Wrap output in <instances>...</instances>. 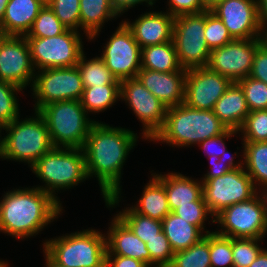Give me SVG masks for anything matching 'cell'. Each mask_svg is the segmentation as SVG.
I'll use <instances>...</instances> for the list:
<instances>
[{
    "mask_svg": "<svg viewBox=\"0 0 267 267\" xmlns=\"http://www.w3.org/2000/svg\"><path fill=\"white\" fill-rule=\"evenodd\" d=\"M233 39L261 37L257 0H219L211 8Z\"/></svg>",
    "mask_w": 267,
    "mask_h": 267,
    "instance_id": "18",
    "label": "cell"
},
{
    "mask_svg": "<svg viewBox=\"0 0 267 267\" xmlns=\"http://www.w3.org/2000/svg\"><path fill=\"white\" fill-rule=\"evenodd\" d=\"M214 114L227 129L238 131L250 110L238 82H232L213 107Z\"/></svg>",
    "mask_w": 267,
    "mask_h": 267,
    "instance_id": "23",
    "label": "cell"
},
{
    "mask_svg": "<svg viewBox=\"0 0 267 267\" xmlns=\"http://www.w3.org/2000/svg\"><path fill=\"white\" fill-rule=\"evenodd\" d=\"M154 175L164 186L171 212L180 205L190 204L202 196V181L191 179L181 173H168Z\"/></svg>",
    "mask_w": 267,
    "mask_h": 267,
    "instance_id": "24",
    "label": "cell"
},
{
    "mask_svg": "<svg viewBox=\"0 0 267 267\" xmlns=\"http://www.w3.org/2000/svg\"><path fill=\"white\" fill-rule=\"evenodd\" d=\"M232 81L206 67L187 70L184 103L195 109L213 110Z\"/></svg>",
    "mask_w": 267,
    "mask_h": 267,
    "instance_id": "17",
    "label": "cell"
},
{
    "mask_svg": "<svg viewBox=\"0 0 267 267\" xmlns=\"http://www.w3.org/2000/svg\"><path fill=\"white\" fill-rule=\"evenodd\" d=\"M33 86L35 111L57 101L81 100L84 85L77 66L66 68H46L36 72Z\"/></svg>",
    "mask_w": 267,
    "mask_h": 267,
    "instance_id": "12",
    "label": "cell"
},
{
    "mask_svg": "<svg viewBox=\"0 0 267 267\" xmlns=\"http://www.w3.org/2000/svg\"><path fill=\"white\" fill-rule=\"evenodd\" d=\"M22 90L12 83L0 80V124L2 126L20 117L16 94Z\"/></svg>",
    "mask_w": 267,
    "mask_h": 267,
    "instance_id": "35",
    "label": "cell"
},
{
    "mask_svg": "<svg viewBox=\"0 0 267 267\" xmlns=\"http://www.w3.org/2000/svg\"><path fill=\"white\" fill-rule=\"evenodd\" d=\"M9 0H0V26L3 22L4 14L6 11V6L8 4Z\"/></svg>",
    "mask_w": 267,
    "mask_h": 267,
    "instance_id": "54",
    "label": "cell"
},
{
    "mask_svg": "<svg viewBox=\"0 0 267 267\" xmlns=\"http://www.w3.org/2000/svg\"><path fill=\"white\" fill-rule=\"evenodd\" d=\"M237 133L239 132L232 130V129H227L224 133L218 136L201 141L198 144V146L200 145L204 149L207 157H210L213 155L219 158L220 157H233L232 154H230V156L228 155L230 152L226 150L224 140L228 139L229 137L231 138V136H234Z\"/></svg>",
    "mask_w": 267,
    "mask_h": 267,
    "instance_id": "44",
    "label": "cell"
},
{
    "mask_svg": "<svg viewBox=\"0 0 267 267\" xmlns=\"http://www.w3.org/2000/svg\"><path fill=\"white\" fill-rule=\"evenodd\" d=\"M202 195L209 211L214 217L225 208L253 198L257 193L253 180L239 163L230 172L202 181Z\"/></svg>",
    "mask_w": 267,
    "mask_h": 267,
    "instance_id": "9",
    "label": "cell"
},
{
    "mask_svg": "<svg viewBox=\"0 0 267 267\" xmlns=\"http://www.w3.org/2000/svg\"><path fill=\"white\" fill-rule=\"evenodd\" d=\"M258 193L261 192V194H259L261 200H262V203H263V206H264V217H265V220H266V223H267V187H264L262 189H258Z\"/></svg>",
    "mask_w": 267,
    "mask_h": 267,
    "instance_id": "52",
    "label": "cell"
},
{
    "mask_svg": "<svg viewBox=\"0 0 267 267\" xmlns=\"http://www.w3.org/2000/svg\"><path fill=\"white\" fill-rule=\"evenodd\" d=\"M239 131L243 142L267 141V109L249 112Z\"/></svg>",
    "mask_w": 267,
    "mask_h": 267,
    "instance_id": "36",
    "label": "cell"
},
{
    "mask_svg": "<svg viewBox=\"0 0 267 267\" xmlns=\"http://www.w3.org/2000/svg\"><path fill=\"white\" fill-rule=\"evenodd\" d=\"M26 39L30 46L32 63L38 71L74 67L83 53L81 35L73 29H67L55 37Z\"/></svg>",
    "mask_w": 267,
    "mask_h": 267,
    "instance_id": "10",
    "label": "cell"
},
{
    "mask_svg": "<svg viewBox=\"0 0 267 267\" xmlns=\"http://www.w3.org/2000/svg\"><path fill=\"white\" fill-rule=\"evenodd\" d=\"M35 73L26 37L2 35L0 37V80L25 89L30 83V87L33 86Z\"/></svg>",
    "mask_w": 267,
    "mask_h": 267,
    "instance_id": "16",
    "label": "cell"
},
{
    "mask_svg": "<svg viewBox=\"0 0 267 267\" xmlns=\"http://www.w3.org/2000/svg\"><path fill=\"white\" fill-rule=\"evenodd\" d=\"M80 0H51L48 6L68 29L79 30Z\"/></svg>",
    "mask_w": 267,
    "mask_h": 267,
    "instance_id": "41",
    "label": "cell"
},
{
    "mask_svg": "<svg viewBox=\"0 0 267 267\" xmlns=\"http://www.w3.org/2000/svg\"><path fill=\"white\" fill-rule=\"evenodd\" d=\"M260 38H261L262 44L267 47V26L262 27Z\"/></svg>",
    "mask_w": 267,
    "mask_h": 267,
    "instance_id": "55",
    "label": "cell"
},
{
    "mask_svg": "<svg viewBox=\"0 0 267 267\" xmlns=\"http://www.w3.org/2000/svg\"><path fill=\"white\" fill-rule=\"evenodd\" d=\"M113 9L120 16V14L125 13L128 9L146 2L149 6H153L156 0H110ZM126 10V11H125Z\"/></svg>",
    "mask_w": 267,
    "mask_h": 267,
    "instance_id": "49",
    "label": "cell"
},
{
    "mask_svg": "<svg viewBox=\"0 0 267 267\" xmlns=\"http://www.w3.org/2000/svg\"><path fill=\"white\" fill-rule=\"evenodd\" d=\"M187 71L157 72L140 69L136 78L167 108L184 103L185 77Z\"/></svg>",
    "mask_w": 267,
    "mask_h": 267,
    "instance_id": "19",
    "label": "cell"
},
{
    "mask_svg": "<svg viewBox=\"0 0 267 267\" xmlns=\"http://www.w3.org/2000/svg\"><path fill=\"white\" fill-rule=\"evenodd\" d=\"M137 133L96 121L83 146L88 179L97 178L107 207L120 202L121 174L129 152L135 147Z\"/></svg>",
    "mask_w": 267,
    "mask_h": 267,
    "instance_id": "1",
    "label": "cell"
},
{
    "mask_svg": "<svg viewBox=\"0 0 267 267\" xmlns=\"http://www.w3.org/2000/svg\"><path fill=\"white\" fill-rule=\"evenodd\" d=\"M175 17L167 12H146L132 23L124 21L131 29L135 41L141 49L151 45L163 44L173 40Z\"/></svg>",
    "mask_w": 267,
    "mask_h": 267,
    "instance_id": "20",
    "label": "cell"
},
{
    "mask_svg": "<svg viewBox=\"0 0 267 267\" xmlns=\"http://www.w3.org/2000/svg\"><path fill=\"white\" fill-rule=\"evenodd\" d=\"M68 28L56 17L53 10L44 5L33 22L26 38H50L64 33Z\"/></svg>",
    "mask_w": 267,
    "mask_h": 267,
    "instance_id": "34",
    "label": "cell"
},
{
    "mask_svg": "<svg viewBox=\"0 0 267 267\" xmlns=\"http://www.w3.org/2000/svg\"><path fill=\"white\" fill-rule=\"evenodd\" d=\"M249 77L267 84V47L262 43L257 47L254 53Z\"/></svg>",
    "mask_w": 267,
    "mask_h": 267,
    "instance_id": "46",
    "label": "cell"
},
{
    "mask_svg": "<svg viewBox=\"0 0 267 267\" xmlns=\"http://www.w3.org/2000/svg\"><path fill=\"white\" fill-rule=\"evenodd\" d=\"M261 43V38L234 39L211 50L207 67L238 82L250 75L254 53Z\"/></svg>",
    "mask_w": 267,
    "mask_h": 267,
    "instance_id": "15",
    "label": "cell"
},
{
    "mask_svg": "<svg viewBox=\"0 0 267 267\" xmlns=\"http://www.w3.org/2000/svg\"><path fill=\"white\" fill-rule=\"evenodd\" d=\"M61 203L38 187L13 189L0 201V232L30 238L62 213Z\"/></svg>",
    "mask_w": 267,
    "mask_h": 267,
    "instance_id": "2",
    "label": "cell"
},
{
    "mask_svg": "<svg viewBox=\"0 0 267 267\" xmlns=\"http://www.w3.org/2000/svg\"><path fill=\"white\" fill-rule=\"evenodd\" d=\"M167 5L169 8L166 12L173 17L196 14L208 9L201 0H169Z\"/></svg>",
    "mask_w": 267,
    "mask_h": 267,
    "instance_id": "45",
    "label": "cell"
},
{
    "mask_svg": "<svg viewBox=\"0 0 267 267\" xmlns=\"http://www.w3.org/2000/svg\"><path fill=\"white\" fill-rule=\"evenodd\" d=\"M0 267H8V263H5L4 261H0Z\"/></svg>",
    "mask_w": 267,
    "mask_h": 267,
    "instance_id": "58",
    "label": "cell"
},
{
    "mask_svg": "<svg viewBox=\"0 0 267 267\" xmlns=\"http://www.w3.org/2000/svg\"><path fill=\"white\" fill-rule=\"evenodd\" d=\"M226 126L212 110H200L181 103L167 108L163 127L150 141L172 147H188L224 133Z\"/></svg>",
    "mask_w": 267,
    "mask_h": 267,
    "instance_id": "3",
    "label": "cell"
},
{
    "mask_svg": "<svg viewBox=\"0 0 267 267\" xmlns=\"http://www.w3.org/2000/svg\"><path fill=\"white\" fill-rule=\"evenodd\" d=\"M47 123L54 147L83 148L92 125L80 100L49 103L38 111Z\"/></svg>",
    "mask_w": 267,
    "mask_h": 267,
    "instance_id": "7",
    "label": "cell"
},
{
    "mask_svg": "<svg viewBox=\"0 0 267 267\" xmlns=\"http://www.w3.org/2000/svg\"><path fill=\"white\" fill-rule=\"evenodd\" d=\"M244 169L258 188L267 187V141L243 143Z\"/></svg>",
    "mask_w": 267,
    "mask_h": 267,
    "instance_id": "29",
    "label": "cell"
},
{
    "mask_svg": "<svg viewBox=\"0 0 267 267\" xmlns=\"http://www.w3.org/2000/svg\"><path fill=\"white\" fill-rule=\"evenodd\" d=\"M30 168L39 179L45 182V187L38 186V188L59 203L60 200L55 195L57 190L70 189L88 178L82 148L54 147Z\"/></svg>",
    "mask_w": 267,
    "mask_h": 267,
    "instance_id": "4",
    "label": "cell"
},
{
    "mask_svg": "<svg viewBox=\"0 0 267 267\" xmlns=\"http://www.w3.org/2000/svg\"><path fill=\"white\" fill-rule=\"evenodd\" d=\"M106 255H121L137 259L150 267V253L143 242L116 215L106 234Z\"/></svg>",
    "mask_w": 267,
    "mask_h": 267,
    "instance_id": "21",
    "label": "cell"
},
{
    "mask_svg": "<svg viewBox=\"0 0 267 267\" xmlns=\"http://www.w3.org/2000/svg\"><path fill=\"white\" fill-rule=\"evenodd\" d=\"M116 215L145 243L162 232V221L140 215L131 207Z\"/></svg>",
    "mask_w": 267,
    "mask_h": 267,
    "instance_id": "33",
    "label": "cell"
},
{
    "mask_svg": "<svg viewBox=\"0 0 267 267\" xmlns=\"http://www.w3.org/2000/svg\"><path fill=\"white\" fill-rule=\"evenodd\" d=\"M169 267H211L210 233L188 249L174 252Z\"/></svg>",
    "mask_w": 267,
    "mask_h": 267,
    "instance_id": "32",
    "label": "cell"
},
{
    "mask_svg": "<svg viewBox=\"0 0 267 267\" xmlns=\"http://www.w3.org/2000/svg\"><path fill=\"white\" fill-rule=\"evenodd\" d=\"M204 35L210 50L222 47L234 40L221 19L212 13L210 9L205 10Z\"/></svg>",
    "mask_w": 267,
    "mask_h": 267,
    "instance_id": "37",
    "label": "cell"
},
{
    "mask_svg": "<svg viewBox=\"0 0 267 267\" xmlns=\"http://www.w3.org/2000/svg\"><path fill=\"white\" fill-rule=\"evenodd\" d=\"M100 57L117 80L136 78L141 69V47L124 21L107 41Z\"/></svg>",
    "mask_w": 267,
    "mask_h": 267,
    "instance_id": "13",
    "label": "cell"
},
{
    "mask_svg": "<svg viewBox=\"0 0 267 267\" xmlns=\"http://www.w3.org/2000/svg\"><path fill=\"white\" fill-rule=\"evenodd\" d=\"M43 252L45 253L44 257H45V266L46 267H65V266H62L58 263H56L44 250Z\"/></svg>",
    "mask_w": 267,
    "mask_h": 267,
    "instance_id": "53",
    "label": "cell"
},
{
    "mask_svg": "<svg viewBox=\"0 0 267 267\" xmlns=\"http://www.w3.org/2000/svg\"><path fill=\"white\" fill-rule=\"evenodd\" d=\"M162 231L167 237L170 246L174 252L188 249L195 243L199 242L210 231H203L183 218L170 212L162 220Z\"/></svg>",
    "mask_w": 267,
    "mask_h": 267,
    "instance_id": "25",
    "label": "cell"
},
{
    "mask_svg": "<svg viewBox=\"0 0 267 267\" xmlns=\"http://www.w3.org/2000/svg\"><path fill=\"white\" fill-rule=\"evenodd\" d=\"M131 208L138 214L162 221L170 212L165 186L154 176Z\"/></svg>",
    "mask_w": 267,
    "mask_h": 267,
    "instance_id": "27",
    "label": "cell"
},
{
    "mask_svg": "<svg viewBox=\"0 0 267 267\" xmlns=\"http://www.w3.org/2000/svg\"><path fill=\"white\" fill-rule=\"evenodd\" d=\"M2 129H3V126L0 124V134H1ZM1 139H3V138L2 137L0 138V158L2 157V151H3V140H1Z\"/></svg>",
    "mask_w": 267,
    "mask_h": 267,
    "instance_id": "57",
    "label": "cell"
},
{
    "mask_svg": "<svg viewBox=\"0 0 267 267\" xmlns=\"http://www.w3.org/2000/svg\"><path fill=\"white\" fill-rule=\"evenodd\" d=\"M211 162V170L208 171L206 174H204V177L201 178L202 181H208L209 179H213L215 177L222 176L231 170H233L235 167L239 165L240 162L234 163V157H217V156H210L208 157ZM225 158H227V161L225 162Z\"/></svg>",
    "mask_w": 267,
    "mask_h": 267,
    "instance_id": "47",
    "label": "cell"
},
{
    "mask_svg": "<svg viewBox=\"0 0 267 267\" xmlns=\"http://www.w3.org/2000/svg\"><path fill=\"white\" fill-rule=\"evenodd\" d=\"M43 4L47 5L51 0H40Z\"/></svg>",
    "mask_w": 267,
    "mask_h": 267,
    "instance_id": "59",
    "label": "cell"
},
{
    "mask_svg": "<svg viewBox=\"0 0 267 267\" xmlns=\"http://www.w3.org/2000/svg\"><path fill=\"white\" fill-rule=\"evenodd\" d=\"M141 68L161 73L181 70L173 40L142 48Z\"/></svg>",
    "mask_w": 267,
    "mask_h": 267,
    "instance_id": "28",
    "label": "cell"
},
{
    "mask_svg": "<svg viewBox=\"0 0 267 267\" xmlns=\"http://www.w3.org/2000/svg\"><path fill=\"white\" fill-rule=\"evenodd\" d=\"M205 11L175 17L173 42L182 69L206 67L211 50L204 35Z\"/></svg>",
    "mask_w": 267,
    "mask_h": 267,
    "instance_id": "8",
    "label": "cell"
},
{
    "mask_svg": "<svg viewBox=\"0 0 267 267\" xmlns=\"http://www.w3.org/2000/svg\"><path fill=\"white\" fill-rule=\"evenodd\" d=\"M120 99L130 106L143 125L142 137L151 140L163 127L167 107L150 93L137 78L120 84Z\"/></svg>",
    "mask_w": 267,
    "mask_h": 267,
    "instance_id": "14",
    "label": "cell"
},
{
    "mask_svg": "<svg viewBox=\"0 0 267 267\" xmlns=\"http://www.w3.org/2000/svg\"><path fill=\"white\" fill-rule=\"evenodd\" d=\"M146 247L150 253V267L170 266L174 251L163 231L157 237L148 240Z\"/></svg>",
    "mask_w": 267,
    "mask_h": 267,
    "instance_id": "42",
    "label": "cell"
},
{
    "mask_svg": "<svg viewBox=\"0 0 267 267\" xmlns=\"http://www.w3.org/2000/svg\"><path fill=\"white\" fill-rule=\"evenodd\" d=\"M173 213L183 218L188 223L199 227L202 231H204V227H206L203 225L205 223L204 221L209 218V215L213 217L204 201L203 195L197 201L190 202V204L186 205H180Z\"/></svg>",
    "mask_w": 267,
    "mask_h": 267,
    "instance_id": "43",
    "label": "cell"
},
{
    "mask_svg": "<svg viewBox=\"0 0 267 267\" xmlns=\"http://www.w3.org/2000/svg\"><path fill=\"white\" fill-rule=\"evenodd\" d=\"M214 223L221 226L216 233L231 238L263 239L267 233L264 206L258 193L222 210L214 217Z\"/></svg>",
    "mask_w": 267,
    "mask_h": 267,
    "instance_id": "11",
    "label": "cell"
},
{
    "mask_svg": "<svg viewBox=\"0 0 267 267\" xmlns=\"http://www.w3.org/2000/svg\"><path fill=\"white\" fill-rule=\"evenodd\" d=\"M203 2V4L210 9L216 2H218L219 0H201Z\"/></svg>",
    "mask_w": 267,
    "mask_h": 267,
    "instance_id": "56",
    "label": "cell"
},
{
    "mask_svg": "<svg viewBox=\"0 0 267 267\" xmlns=\"http://www.w3.org/2000/svg\"><path fill=\"white\" fill-rule=\"evenodd\" d=\"M80 29L89 40L95 39L103 24L118 14L110 0H80Z\"/></svg>",
    "mask_w": 267,
    "mask_h": 267,
    "instance_id": "26",
    "label": "cell"
},
{
    "mask_svg": "<svg viewBox=\"0 0 267 267\" xmlns=\"http://www.w3.org/2000/svg\"><path fill=\"white\" fill-rule=\"evenodd\" d=\"M238 83L245 93V99L250 112L267 109L266 83L253 79L249 76L239 80Z\"/></svg>",
    "mask_w": 267,
    "mask_h": 267,
    "instance_id": "40",
    "label": "cell"
},
{
    "mask_svg": "<svg viewBox=\"0 0 267 267\" xmlns=\"http://www.w3.org/2000/svg\"><path fill=\"white\" fill-rule=\"evenodd\" d=\"M249 267H267V249H263Z\"/></svg>",
    "mask_w": 267,
    "mask_h": 267,
    "instance_id": "51",
    "label": "cell"
},
{
    "mask_svg": "<svg viewBox=\"0 0 267 267\" xmlns=\"http://www.w3.org/2000/svg\"><path fill=\"white\" fill-rule=\"evenodd\" d=\"M258 18L261 28L267 26V0H257Z\"/></svg>",
    "mask_w": 267,
    "mask_h": 267,
    "instance_id": "50",
    "label": "cell"
},
{
    "mask_svg": "<svg viewBox=\"0 0 267 267\" xmlns=\"http://www.w3.org/2000/svg\"><path fill=\"white\" fill-rule=\"evenodd\" d=\"M105 267H148L140 260L121 255H106Z\"/></svg>",
    "mask_w": 267,
    "mask_h": 267,
    "instance_id": "48",
    "label": "cell"
},
{
    "mask_svg": "<svg viewBox=\"0 0 267 267\" xmlns=\"http://www.w3.org/2000/svg\"><path fill=\"white\" fill-rule=\"evenodd\" d=\"M84 52L81 54L77 63V68L81 75L84 87H96L103 85H120L112 72L106 67L104 60L96 56L86 60Z\"/></svg>",
    "mask_w": 267,
    "mask_h": 267,
    "instance_id": "30",
    "label": "cell"
},
{
    "mask_svg": "<svg viewBox=\"0 0 267 267\" xmlns=\"http://www.w3.org/2000/svg\"><path fill=\"white\" fill-rule=\"evenodd\" d=\"M211 267H233L232 238L210 233Z\"/></svg>",
    "mask_w": 267,
    "mask_h": 267,
    "instance_id": "39",
    "label": "cell"
},
{
    "mask_svg": "<svg viewBox=\"0 0 267 267\" xmlns=\"http://www.w3.org/2000/svg\"><path fill=\"white\" fill-rule=\"evenodd\" d=\"M44 5L40 0H9L0 33L5 36H26Z\"/></svg>",
    "mask_w": 267,
    "mask_h": 267,
    "instance_id": "22",
    "label": "cell"
},
{
    "mask_svg": "<svg viewBox=\"0 0 267 267\" xmlns=\"http://www.w3.org/2000/svg\"><path fill=\"white\" fill-rule=\"evenodd\" d=\"M35 117L17 119L3 126L2 157L5 160L24 161L31 167L40 157L54 148L47 123L35 111Z\"/></svg>",
    "mask_w": 267,
    "mask_h": 267,
    "instance_id": "5",
    "label": "cell"
},
{
    "mask_svg": "<svg viewBox=\"0 0 267 267\" xmlns=\"http://www.w3.org/2000/svg\"><path fill=\"white\" fill-rule=\"evenodd\" d=\"M120 99V85L84 87L81 98L82 107L88 112H104Z\"/></svg>",
    "mask_w": 267,
    "mask_h": 267,
    "instance_id": "31",
    "label": "cell"
},
{
    "mask_svg": "<svg viewBox=\"0 0 267 267\" xmlns=\"http://www.w3.org/2000/svg\"><path fill=\"white\" fill-rule=\"evenodd\" d=\"M262 239L232 238L233 267H249L263 250L258 245Z\"/></svg>",
    "mask_w": 267,
    "mask_h": 267,
    "instance_id": "38",
    "label": "cell"
},
{
    "mask_svg": "<svg viewBox=\"0 0 267 267\" xmlns=\"http://www.w3.org/2000/svg\"><path fill=\"white\" fill-rule=\"evenodd\" d=\"M43 250L65 267H105L106 235L94 229L46 240Z\"/></svg>",
    "mask_w": 267,
    "mask_h": 267,
    "instance_id": "6",
    "label": "cell"
}]
</instances>
